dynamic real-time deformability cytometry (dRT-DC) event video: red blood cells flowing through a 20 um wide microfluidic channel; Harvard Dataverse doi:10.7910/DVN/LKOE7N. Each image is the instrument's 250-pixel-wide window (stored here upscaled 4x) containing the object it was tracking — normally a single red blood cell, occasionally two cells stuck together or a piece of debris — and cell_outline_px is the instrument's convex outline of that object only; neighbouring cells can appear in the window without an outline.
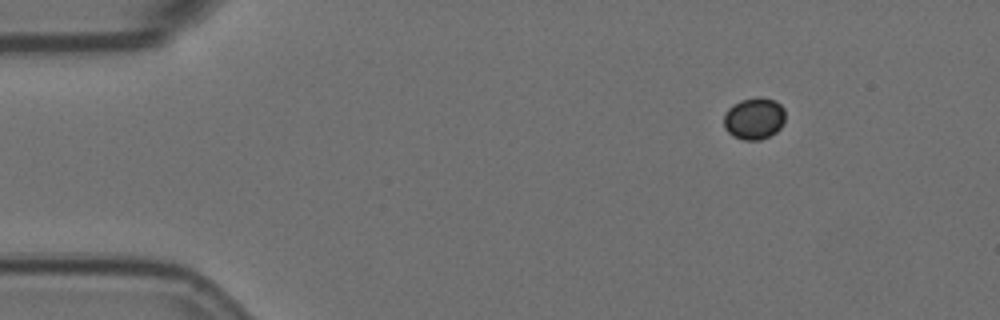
{"species": "Egyptian fruit bat (a non-hibernating species)", "species_latin": "Rousettus aegyptiacus", "temperature_condition": "room temperature", "stored_images_in_passage": 3, "camera_frame_rate_fps": 3000, "um_per_image_px": 0.085, "animal": {"sex": "female"}, "frame": {"image": 1, "passage_image": 1, "time_ms": 0.0, "image_size_px": [1000, 320], "cell_outline_px": [[784, 124], [776, 132], [760, 140], [744, 140], [732, 136], [724, 128], [724, 116], [728, 108], [732, 104], [740, 100], [756, 96], [760, 96], [776, 100], [784, 108]], "centroid_in_image_um": [64.1, 10.05], "position_along_channel_um": 20.9, "area_um2": 15.26}}
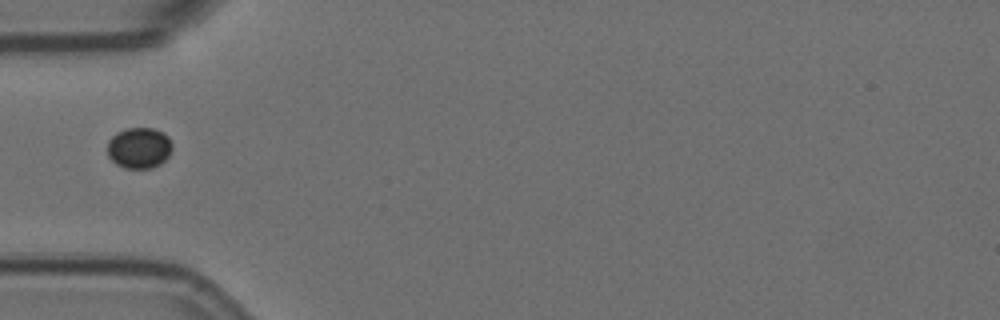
{"frame": {"image": 2, "passage_image": 3, "time_ms": 0.667, "image_size_px": [1000, 320], "cell_outline_px": [[172, 148], [168, 156], [160, 164], [152, 168], [124, 168], [116, 164], [108, 156], [108, 140], [116, 132], [128, 128], [152, 128], [164, 132], [168, 136], [172, 144]], "centroid_in_image_um": [11.83, 12.56], "position_along_channel_um": 73.2, "area_um2": 15.55}}